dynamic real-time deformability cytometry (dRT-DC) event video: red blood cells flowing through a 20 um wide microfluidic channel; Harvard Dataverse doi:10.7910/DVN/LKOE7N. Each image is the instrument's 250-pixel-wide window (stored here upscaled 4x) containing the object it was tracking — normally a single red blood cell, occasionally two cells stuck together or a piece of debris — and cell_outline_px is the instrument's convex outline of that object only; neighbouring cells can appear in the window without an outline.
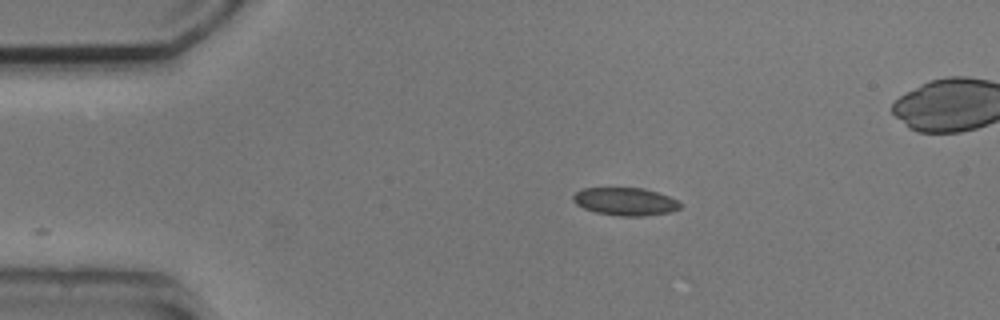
{"species": "common noctule bat (a hibernating species)", "species_latin": "Nyctalus noctula", "temperature_condition": "cold", "stored_images_in_passage": 26, "camera_frame_rate_fps": 3000, "um_per_image_px": 0.085, "animal": {"sex": "male", "body_mass_g": 20.5, "forearm_length_mm": 52.5}, "frame": {"image": 1, "passage_image": 1, "time_ms": 0.0, "image_size_px": [1000, 320], "cell_outline_px": [[680, 208], [672, 212], [640, 216], [620, 216], [596, 212], [584, 208], [576, 204], [572, 200], [572, 196], [576, 192], [584, 188], [644, 188], [680, 200]], "centroid_in_image_um": [53.16, 17.13], "position_along_channel_um": 31.8, "area_um2": 17.34}}
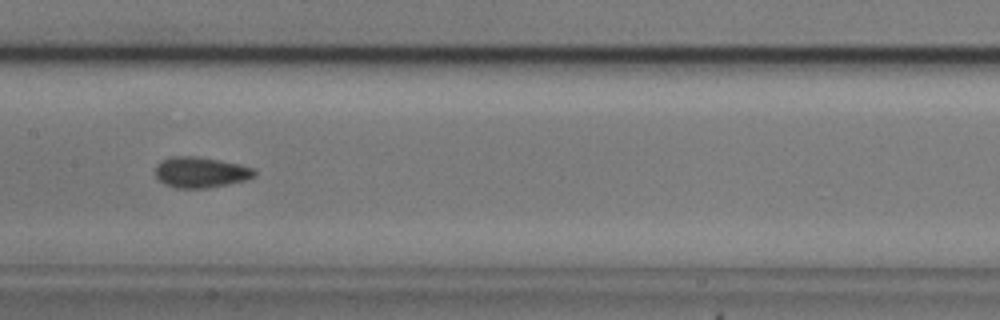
{"frame": {"image": 2, "passage_image": 17, "time_ms": 5.333, "image_size_px": [1000, 320], "cell_outline_px": [[256, 176], [244, 180], [228, 184], [208, 188], [176, 188], [164, 184], [156, 176], [156, 164], [160, 160], [172, 156], [196, 156], [236, 164], [252, 168], [256, 172]], "centroid_in_image_um": [17.01, 14.65], "position_along_channel_um": 190.4, "area_um2": 17.57}}
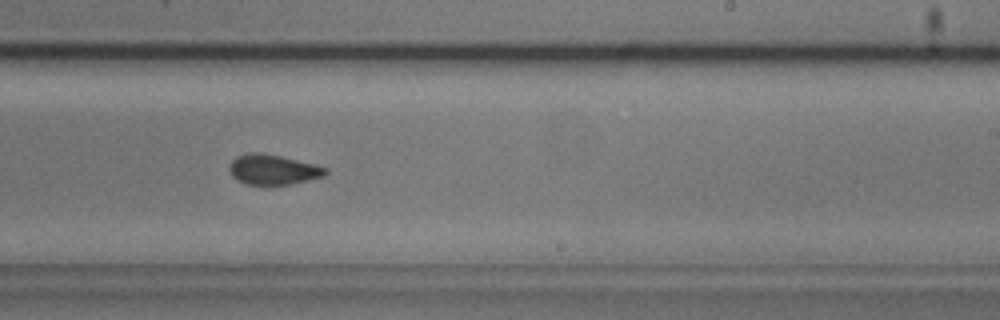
{"frame": {"image": 3, "passage_image": 23, "time_ms": 7.333, "image_size_px": [1000, 320], "cell_outline_px": [[328, 172], [324, 176], [292, 184], [268, 188], [248, 184], [236, 180], [232, 176], [228, 168], [232, 160], [236, 156], [248, 152], [260, 152], [280, 156], [328, 168]], "centroid_in_image_um": [23.16, 14.46], "position_along_channel_um": 265.8, "area_um2": 17.4}}